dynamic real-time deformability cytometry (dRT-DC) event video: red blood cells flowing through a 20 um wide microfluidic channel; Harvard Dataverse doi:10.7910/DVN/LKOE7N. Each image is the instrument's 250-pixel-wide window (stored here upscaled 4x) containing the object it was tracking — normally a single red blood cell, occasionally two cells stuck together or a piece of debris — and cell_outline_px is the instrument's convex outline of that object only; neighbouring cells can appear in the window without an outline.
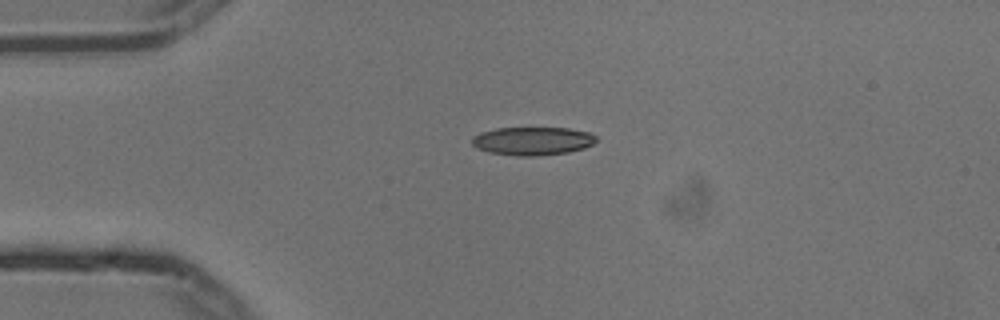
{"species": "common noctule bat (a hibernating species)", "species_latin": "Nyctalus noctula", "temperature_condition": "cold", "stored_images_in_passage": 6, "camera_frame_rate_fps": 3000, "um_per_image_px": 0.085, "animal": {"sex": "male", "body_mass_g": 13.3}, "frame": {"image": 1, "passage_image": 1, "time_ms": 0.0, "image_size_px": [1000, 320], "cell_outline_px": [[596, 140], [592, 144], [584, 148], [568, 152], [536, 156], [516, 156], [488, 152], [476, 148], [472, 144], [472, 136], [480, 132], [496, 128], [568, 128], [588, 132], [596, 136]], "centroid_in_image_um": [45.23, 11.98], "position_along_channel_um": 39.8, "area_um2": 20.52}}
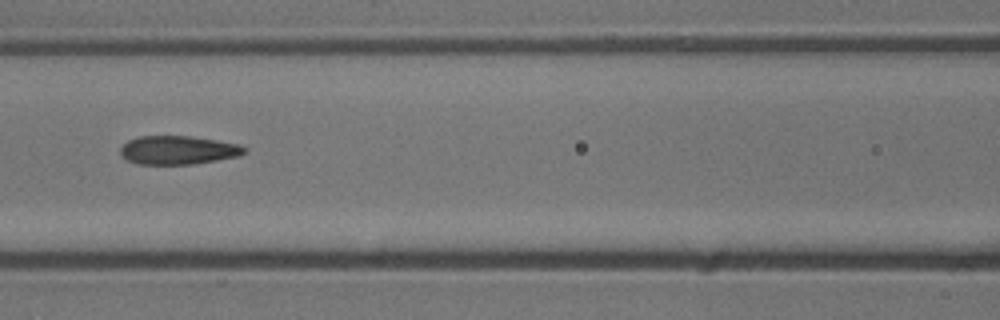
{"frame": {"image": 2, "passage_image": 4, "time_ms": 1.0, "image_size_px": [1000, 320], "cell_outline_px": [[248, 152], [240, 156], [192, 164], [136, 164], [120, 156], [120, 148], [128, 140], [140, 136], [188, 136], [216, 140], [240, 144], [248, 148]], "centroid_in_image_um": [15.16, 12.76], "position_along_channel_um": 151.4, "area_um2": 20.81}}
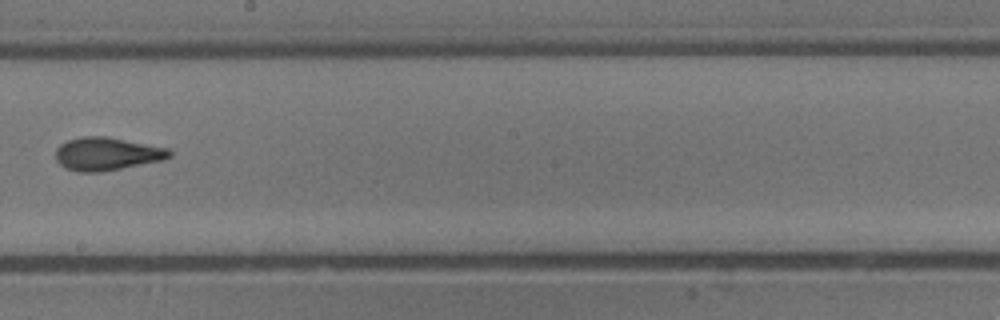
{"frame": {"image": 3, "passage_image": 6, "time_ms": 1.667, "image_size_px": [1000, 320], "cell_outline_px": [[172, 156], [164, 160], [100, 172], [80, 172], [64, 168], [56, 160], [56, 148], [60, 144], [68, 140], [84, 136], [108, 136], [168, 148], [172, 152]], "centroid_in_image_um": [9.09, 13.07], "position_along_channel_um": 239.1, "area_um2": 22.02}}